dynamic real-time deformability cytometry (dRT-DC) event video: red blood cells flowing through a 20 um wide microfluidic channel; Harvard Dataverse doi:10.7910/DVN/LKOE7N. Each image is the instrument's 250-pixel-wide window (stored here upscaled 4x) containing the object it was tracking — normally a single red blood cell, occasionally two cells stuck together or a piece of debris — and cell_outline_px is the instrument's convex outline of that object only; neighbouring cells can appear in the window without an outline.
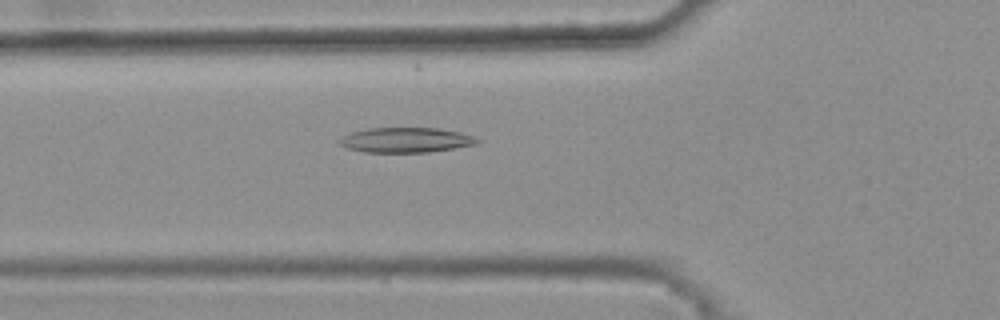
{"species": "common noctule bat (a hibernating species)", "species_latin": "Nyctalus noctula", "temperature_condition": "warm", "stored_images_in_passage": 35, "camera_frame_rate_fps": 3000, "um_per_image_px": 0.085, "animal": {"sex": "female", "body_mass_g": 25.1}, "frame": {"image": 1, "passage_image": 6, "time_ms": 1.667, "image_size_px": [1000, 320], "cell_outline_px": [[480, 140], [476, 144], [428, 152], [364, 152], [348, 148], [340, 144], [336, 140], [352, 132], [368, 128], [440, 128], [460, 132], [472, 136]], "centroid_in_image_um": [34.47, 11.89], "position_along_channel_um": 91.3, "area_um2": 19.88}}
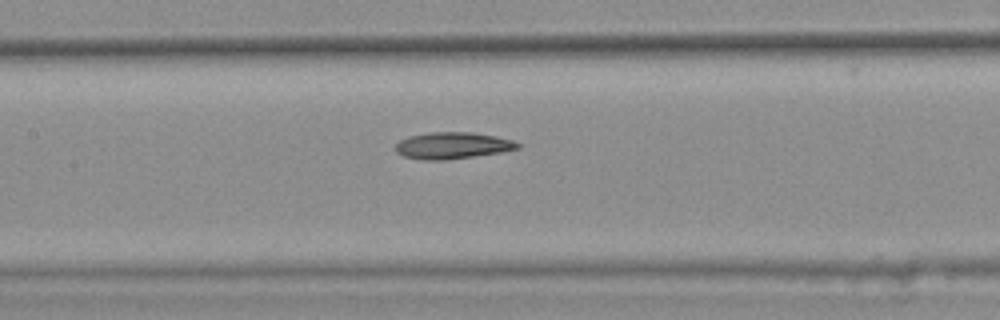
{"frame": {"image": 2, "passage_image": 12, "time_ms": 3.667, "image_size_px": [1000, 320], "cell_outline_px": [[520, 148], [500, 152], [444, 160], [420, 160], [404, 156], [396, 152], [392, 148], [400, 140], [408, 136], [428, 132], [472, 132], [496, 136], [512, 140], [520, 144]], "centroid_in_image_um": [38.4, 12.36], "position_along_channel_um": 169.0, "area_um2": 19.02}}
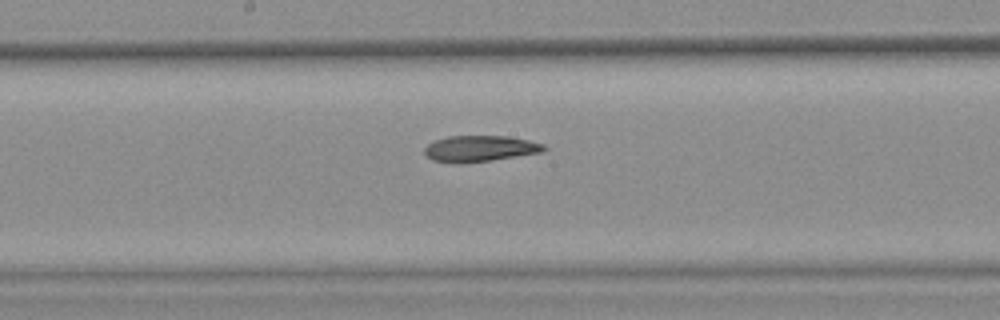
{"frame": {"image": 3, "passage_image": 15, "time_ms": 4.667, "image_size_px": [1000, 320], "cell_outline_px": [[548, 148], [540, 152], [516, 156], [488, 160], [432, 160], [424, 152], [424, 148], [428, 144], [436, 140], [448, 136], [508, 136], [528, 140], [544, 144]], "centroid_in_image_um": [40.85, 12.57], "position_along_channel_um": 207.3, "area_um2": 17.17}}